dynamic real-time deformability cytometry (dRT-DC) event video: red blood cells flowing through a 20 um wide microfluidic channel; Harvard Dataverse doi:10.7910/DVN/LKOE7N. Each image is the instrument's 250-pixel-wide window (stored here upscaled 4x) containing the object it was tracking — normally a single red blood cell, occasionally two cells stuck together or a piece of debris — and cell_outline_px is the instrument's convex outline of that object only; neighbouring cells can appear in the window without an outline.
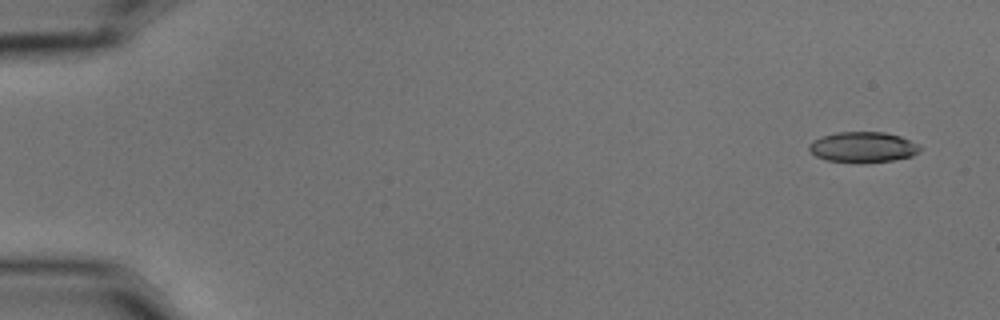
{"species": "common noctule bat (a hibernating species)", "species_latin": "Nyctalus noctula", "temperature_condition": "cold", "stored_images_in_passage": 6, "camera_frame_rate_fps": 3000, "um_per_image_px": 0.085, "animal": {"sex": "male", "body_mass_g": 15.6}, "frame": {"image": 1, "passage_image": 1, "time_ms": 0.0, "image_size_px": [1000, 320], "cell_outline_px": [[924, 148], [920, 152], [912, 156], [892, 160], [860, 164], [828, 160], [816, 156], [808, 148], [808, 144], [812, 140], [820, 136], [836, 132], [884, 132], [900, 136], [920, 144]], "centroid_in_image_um": [73.37, 12.51], "position_along_channel_um": 11.6, "area_um2": 20.17}}
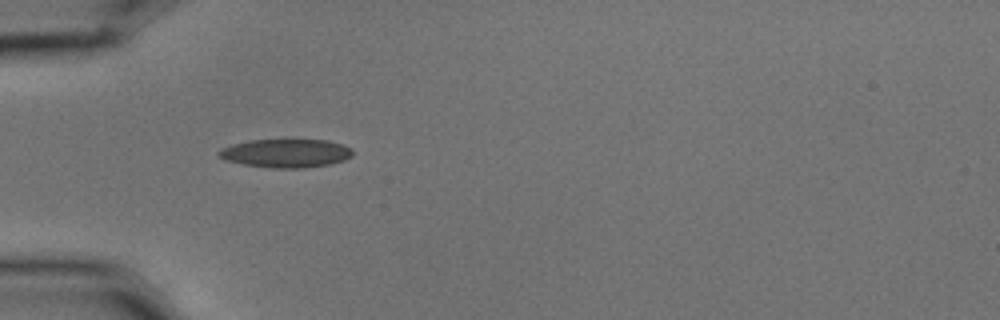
{"frame": {"image": 2, "passage_image": 5, "time_ms": 1.333, "image_size_px": [1000, 320], "cell_outline_px": [[352, 156], [344, 160], [328, 164], [304, 168], [272, 168], [244, 164], [228, 160], [220, 156], [216, 152], [220, 148], [232, 144], [248, 140], [328, 140], [344, 144], [352, 148]], "centroid_in_image_um": [24.32, 13.01], "position_along_channel_um": 60.7, "area_um2": 22.2}}